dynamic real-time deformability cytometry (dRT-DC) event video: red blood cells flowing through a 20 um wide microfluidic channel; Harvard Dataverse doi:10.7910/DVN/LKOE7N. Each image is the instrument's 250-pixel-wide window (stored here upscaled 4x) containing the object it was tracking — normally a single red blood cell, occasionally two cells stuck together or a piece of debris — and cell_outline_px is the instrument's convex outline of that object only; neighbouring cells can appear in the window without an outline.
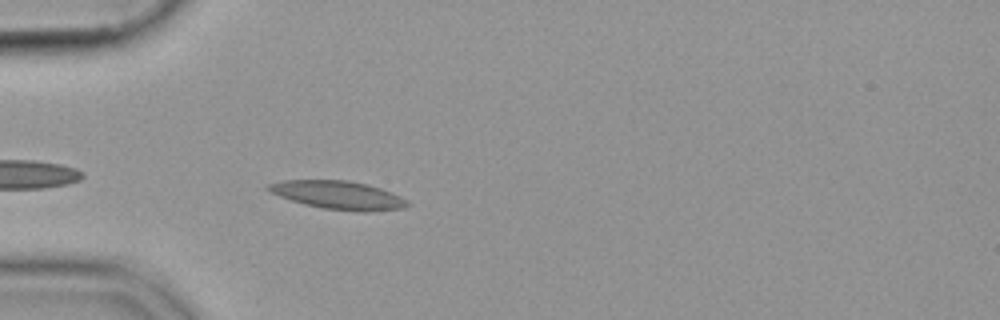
{"species": "common noctule bat (a hibernating species)", "species_latin": "Nyctalus noctula", "temperature_condition": "cold", "stored_images_in_passage": 32, "segment_of_instrument_passage": [1, 2], "camera_frame_rate_fps": 3000, "um_per_image_px": 0.085, "animal": {"sex": "female", "body_mass_g": 19.9}, "frame": {"image": 1, "passage_image": 3, "time_ms": 0.667, "image_size_px": [1000, 320], "cell_outline_px": [[412, 204], [404, 208], [364, 212], [324, 208], [304, 204], [268, 192], [264, 188], [268, 184], [284, 180], [348, 180], [368, 184], [392, 192], [408, 200]], "centroid_in_image_um": [28.77, 16.57], "position_along_channel_um": 56.2, "area_um2": 23.0}}
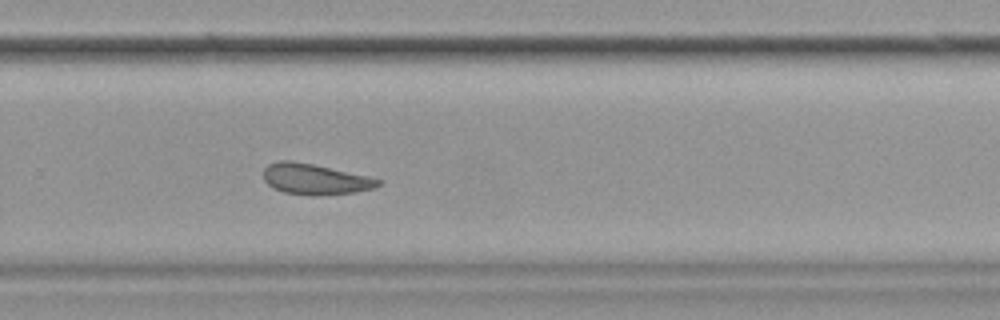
{"frame": {"image": 2, "passage_image": 24, "time_ms": 7.667, "image_size_px": [1000, 320], "cell_outline_px": [[384, 180], [376, 188], [356, 192], [284, 192], [272, 188], [264, 180], [264, 168], [268, 164], [280, 160], [292, 160], [312, 164], [368, 176]], "centroid_in_image_um": [26.77, 15.17], "position_along_channel_um": 303.0, "area_um2": 19.59}}
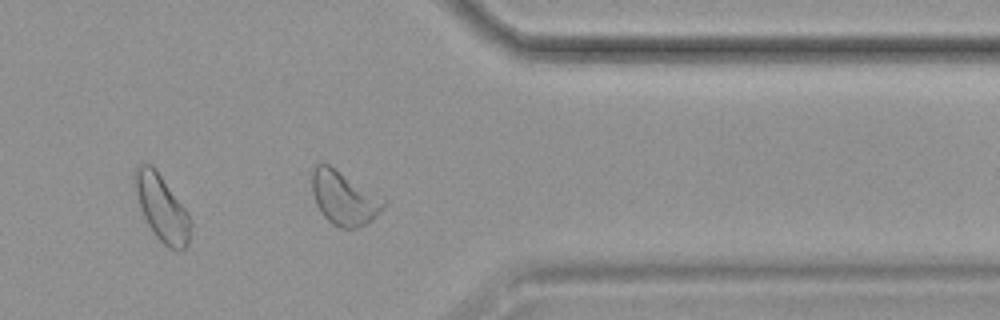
{"frame": {"image": 3, "passage_image": 31, "time_ms": 10.0, "image_size_px": [1000, 320], "cell_outline_px": [[192, 224], [188, 244], [184, 252], [176, 252], [168, 248], [152, 232], [144, 216], [136, 192], [132, 176], [132, 172], [140, 164], [152, 164], [188, 212], [192, 220]], "centroid_in_image_um": [13.78, 17.72], "position_along_channel_um": 397.6, "area_um2": 21.68}}